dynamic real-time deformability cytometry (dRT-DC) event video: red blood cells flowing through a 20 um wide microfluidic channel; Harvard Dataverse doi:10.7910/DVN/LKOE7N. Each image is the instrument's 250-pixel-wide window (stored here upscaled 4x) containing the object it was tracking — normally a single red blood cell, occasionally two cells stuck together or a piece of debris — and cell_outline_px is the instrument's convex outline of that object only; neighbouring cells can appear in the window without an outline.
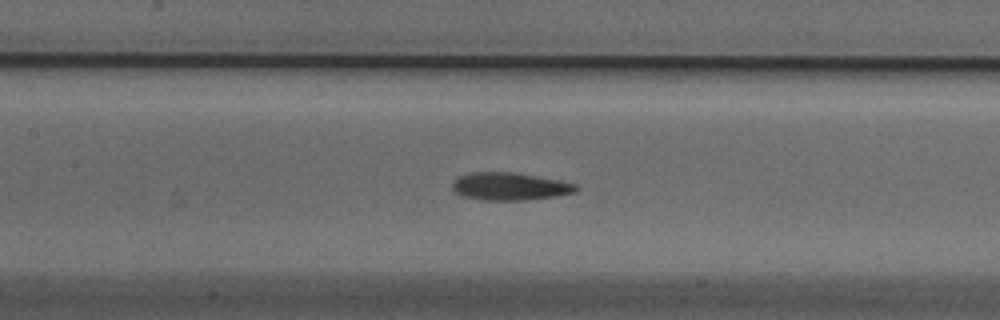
{"species": "Egyptian fruit bat (a non-hibernating species)", "species_latin": "Rousettus aegyptiacus", "temperature_condition": "cold", "stored_images_in_passage": 40, "camera_frame_rate_fps": 3000, "um_per_image_px": 0.085, "animal": {"sex": "male"}, "frame": {"image": 1, "passage_image": 10, "time_ms": 3.0, "image_size_px": [1000, 320], "cell_outline_px": [[580, 188], [576, 192], [556, 196], [524, 200], [484, 200], [460, 196], [452, 188], [452, 180], [456, 176], [472, 172], [512, 172], [560, 180], [576, 184]], "centroid_in_image_um": [43.3, 15.84], "position_along_channel_um": 164.1, "area_um2": 20.11}}
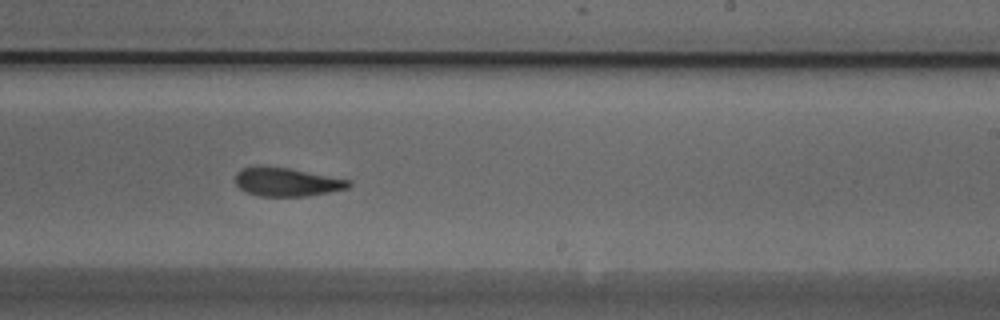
{"frame": {"image": 2, "passage_image": 18, "time_ms": 5.667, "image_size_px": [1000, 320], "cell_outline_px": [[352, 184], [348, 188], [308, 196], [260, 196], [248, 192], [240, 188], [236, 184], [236, 172], [244, 168], [288, 168], [352, 180]], "centroid_in_image_um": [24.44, 15.49], "position_along_channel_um": 264.6, "area_um2": 18.32}}
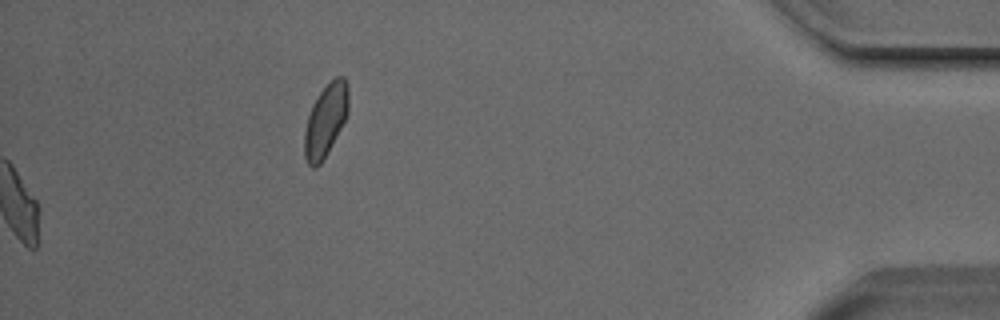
{"frame": {"image": 3, "passage_image": 40, "time_ms": 13.0, "image_size_px": [1000, 320], "cell_outline_px": [[348, 112], [336, 136], [320, 164], [316, 168], [312, 168], [308, 164], [304, 156], [304, 132], [308, 116], [312, 104], [320, 92], [336, 76], [344, 76], [348, 84]], "centroid_in_image_um": [27.66, 10.22], "position_along_channel_um": 407.5, "area_um2": 18.32}, "authors_computed_cell_mechanics": {"area_um2": 19.2474, "velocity_mm_per_s": 3.7803, "shape_relaxation_time_tau1_ms": 4.3513, "shape_relaxation_time_tau2_ms": 3.3266, "deformation_change_tau1": 0.1467, "deformation_change_tau2": 0.1117}}